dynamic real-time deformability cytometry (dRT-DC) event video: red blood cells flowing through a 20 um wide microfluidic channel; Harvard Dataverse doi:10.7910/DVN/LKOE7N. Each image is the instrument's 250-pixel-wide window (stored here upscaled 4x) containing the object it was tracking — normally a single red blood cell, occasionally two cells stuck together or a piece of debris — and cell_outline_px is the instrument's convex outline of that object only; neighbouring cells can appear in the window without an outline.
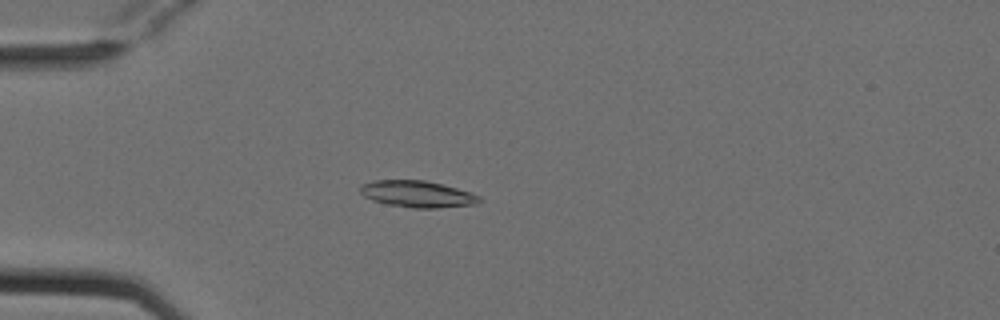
{"species": "Egyptian fruit bat (a non-hibernating species)", "species_latin": "Rousettus aegyptiacus", "temperature_condition": "cold", "stored_images_in_passage": 4, "camera_frame_rate_fps": 3000, "um_per_image_px": 0.085, "animal": {"sex": "female"}, "frame": {"image": 1, "passage_image": 4, "time_ms": 1.0, "image_size_px": [1000, 320], "cell_outline_px": [[480, 200], [476, 204], [436, 208], [412, 208], [384, 204], [372, 200], [364, 196], [360, 192], [360, 184], [376, 180], [424, 180], [456, 188], [480, 196]], "centroid_in_image_um": [35.42, 16.5], "position_along_channel_um": 49.6, "area_um2": 18.38}}